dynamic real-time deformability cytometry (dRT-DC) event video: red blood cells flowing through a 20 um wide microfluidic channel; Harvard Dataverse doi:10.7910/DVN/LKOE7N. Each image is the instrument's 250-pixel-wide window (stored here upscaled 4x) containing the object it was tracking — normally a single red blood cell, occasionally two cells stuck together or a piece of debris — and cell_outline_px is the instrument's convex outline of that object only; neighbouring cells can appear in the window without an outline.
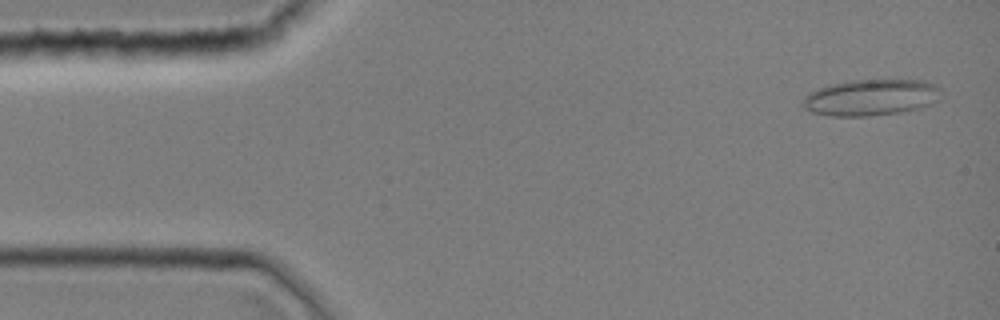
{"species": "common noctule bat (a hibernating species)", "species_latin": "Nyctalus noctula", "temperature_condition": "room temperature", "stored_images_in_passage": 43, "camera_frame_rate_fps": 3000, "um_per_image_px": 0.085, "animal": {"sex": "female", "body_mass_g": 19.0, "forearm_length_mm": 51.5}, "frame": {"image": 1, "passage_image": 2, "time_ms": 0.333, "image_size_px": [1000, 320], "cell_outline_px": [[940, 100], [920, 108], [900, 112], [868, 116], [832, 116], [812, 112], [804, 108], [804, 96], [808, 92], [828, 84], [848, 80], [924, 80], [936, 84], [940, 88]], "centroid_in_image_um": [74.04, 8.27], "position_along_channel_um": 11.0, "area_um2": 29.48}}
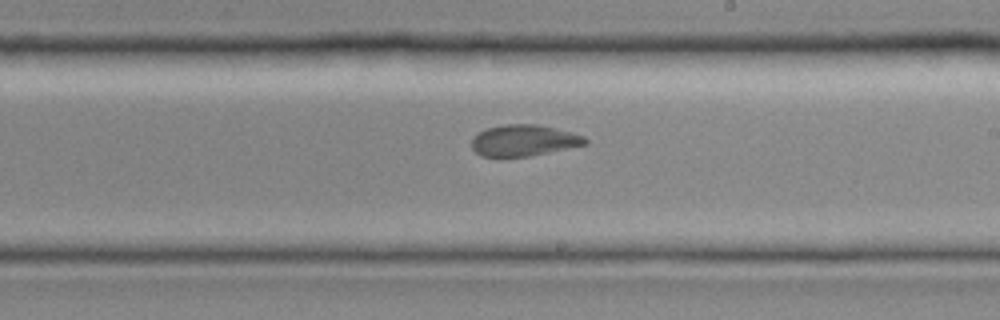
{"frame": {"image": 2, "passage_image": 25, "time_ms": 8.0, "image_size_px": [1000, 320], "cell_outline_px": [[588, 144], [528, 156], [500, 160], [480, 156], [472, 148], [472, 136], [476, 132], [488, 128], [504, 124], [536, 124], [572, 132], [584, 136], [588, 140]], "centroid_in_image_um": [44.45, 11.97], "position_along_channel_um": 244.6, "area_um2": 21.33}}
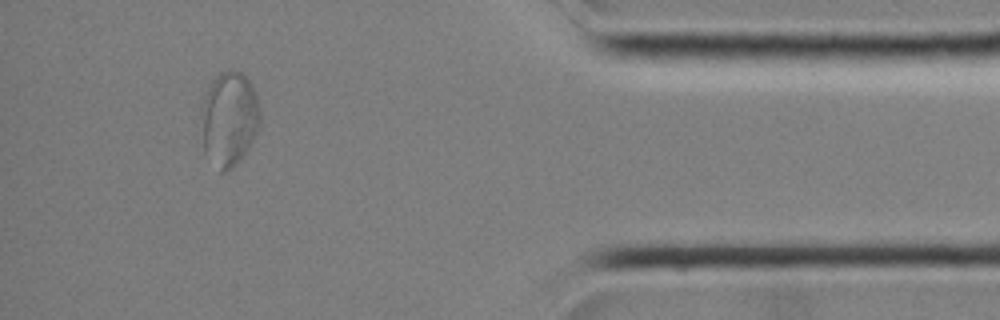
{"frame": {"image": 3, "passage_image": 39, "time_ms": 12.667, "image_size_px": [1000, 320], "cell_outline_px": [[260, 120], [256, 132], [248, 148], [236, 164], [228, 172], [220, 172], [204, 152], [200, 116], [200, 104], [212, 80], [220, 72], [232, 68], [240, 72], [252, 84], [256, 96], [260, 112]], "centroid_in_image_um": [19.44, 10.09], "position_along_channel_um": 415.8, "area_um2": 32.66}}